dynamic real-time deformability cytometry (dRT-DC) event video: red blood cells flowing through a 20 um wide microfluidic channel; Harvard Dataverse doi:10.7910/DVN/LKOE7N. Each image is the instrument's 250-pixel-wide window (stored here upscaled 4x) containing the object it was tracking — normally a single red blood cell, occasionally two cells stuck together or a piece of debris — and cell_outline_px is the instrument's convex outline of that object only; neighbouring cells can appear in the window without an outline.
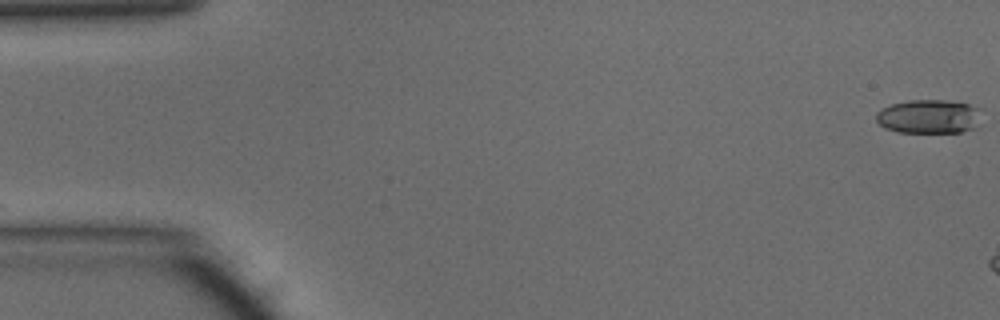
{"species": "common noctule bat (a hibernating species)", "species_latin": "Nyctalus noctula", "temperature_condition": "warm", "stored_images_in_passage": 6, "camera_frame_rate_fps": 3000, "um_per_image_px": 0.085, "animal": {"sex": "male", "body_mass_g": 15.6}, "frame": {"image": 1, "passage_image": 1, "time_ms": 0.0, "image_size_px": [1000, 320], "cell_outline_px": [[984, 108], [976, 128], [960, 132], [896, 132], [884, 128], [876, 120], [876, 112], [892, 104], [908, 100], [948, 100], [968, 104]], "centroid_in_image_um": [79.01, 9.9], "position_along_channel_um": 6.0, "area_um2": 21.15}}